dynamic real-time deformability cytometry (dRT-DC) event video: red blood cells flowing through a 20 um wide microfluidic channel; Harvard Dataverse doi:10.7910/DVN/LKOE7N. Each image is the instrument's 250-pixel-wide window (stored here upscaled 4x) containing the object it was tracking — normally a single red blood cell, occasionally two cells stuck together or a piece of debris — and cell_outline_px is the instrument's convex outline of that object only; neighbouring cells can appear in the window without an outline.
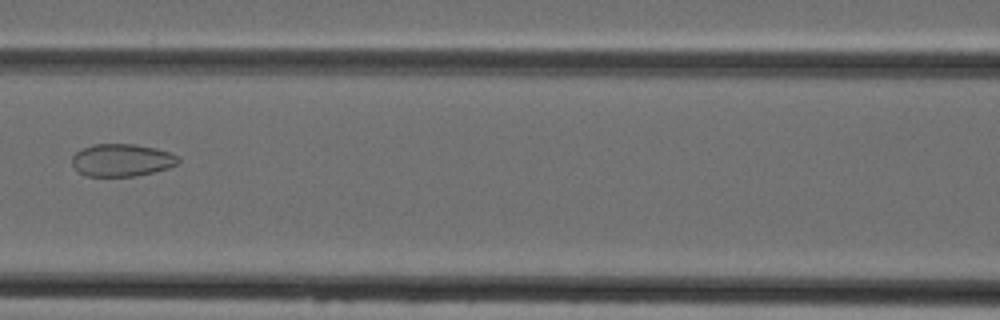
{"species": "Egyptian fruit bat (a non-hibernating species)", "species_latin": "Rousettus aegyptiacus", "temperature_condition": "cold", "stored_images_in_passage": 6, "camera_frame_rate_fps": 3000, "um_per_image_px": 0.085, "animal": {"sex": "female"}, "frame": {"image": 1, "passage_image": 6, "time_ms": 6.0, "image_size_px": [1000, 320], "cell_outline_px": [[180, 160], [176, 164], [168, 168], [136, 176], [88, 176], [76, 172], [72, 164], [72, 156], [76, 152], [92, 144], [136, 144], [156, 148], [168, 152], [176, 156]], "centroid_in_image_um": [10.31, 13.61], "position_along_channel_um": 156.3, "area_um2": 20.11}}